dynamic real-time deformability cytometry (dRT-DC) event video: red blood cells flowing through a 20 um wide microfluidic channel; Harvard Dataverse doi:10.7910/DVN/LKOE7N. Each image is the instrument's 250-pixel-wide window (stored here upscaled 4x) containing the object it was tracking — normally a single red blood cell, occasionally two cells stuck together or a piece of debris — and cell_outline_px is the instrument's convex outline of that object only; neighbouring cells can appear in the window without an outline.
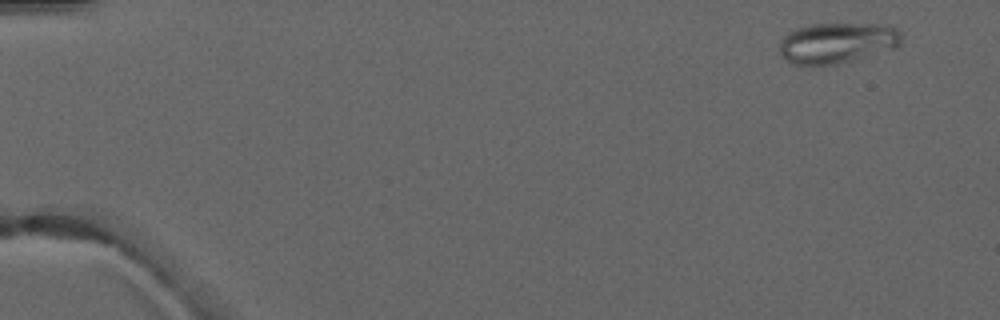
{"species": "common noctule bat (a hibernating species)", "species_latin": "Nyctalus noctula", "temperature_condition": "warm", "stored_images_in_passage": 5, "camera_frame_rate_fps": 3000, "um_per_image_px": 0.085, "animal": {"sex": "male", "forearm_length_mm": 52.5}, "frame": {"image": 1, "passage_image": 1, "time_ms": 0.0, "image_size_px": [1000, 320], "cell_outline_px": [[900, 44], [896, 48], [836, 64], [792, 64], [780, 52], [780, 40], [788, 32], [796, 28], [812, 24], [888, 24], [896, 28], [900, 32]], "centroid_in_image_um": [71.17, 3.62], "position_along_channel_um": 13.8, "area_um2": 28.61}}